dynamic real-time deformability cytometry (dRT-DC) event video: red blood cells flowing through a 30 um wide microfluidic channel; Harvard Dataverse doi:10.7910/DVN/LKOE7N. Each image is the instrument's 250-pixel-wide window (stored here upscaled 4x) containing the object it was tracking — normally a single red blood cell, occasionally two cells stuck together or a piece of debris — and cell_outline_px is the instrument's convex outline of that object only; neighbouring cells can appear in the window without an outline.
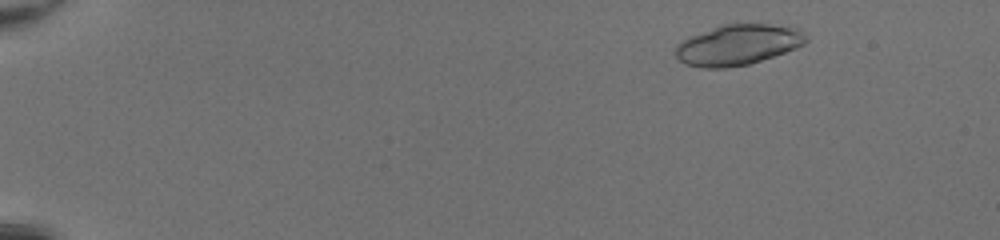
{"species": "common noctule bat (a hibernating species)", "species_latin": "Nyctalus noctula", "temperature_condition": "room temperature", "stored_images_in_passage": 47, "segment_of_instrument_passage": [1, 2], "camera_frame_rate_fps": 3000, "um_per_image_px": 0.085, "animal": {"sex": "female", "body_mass_g": 20.0, "forearm_length_mm": 54.0}, "frame": {"image": 1, "passage_image": 4, "time_ms": 1.0, "image_size_px": [1000, 240], "cell_outline_px": [[808, 40], [804, 44], [796, 48], [748, 64], [728, 68], [700, 68], [684, 64], [676, 56], [676, 44], [688, 36], [720, 24], [768, 24], [796, 28], [808, 36]], "centroid_in_image_um": [62.67, 3.81], "position_along_channel_um": 22.3, "area_um2": 30.92}}
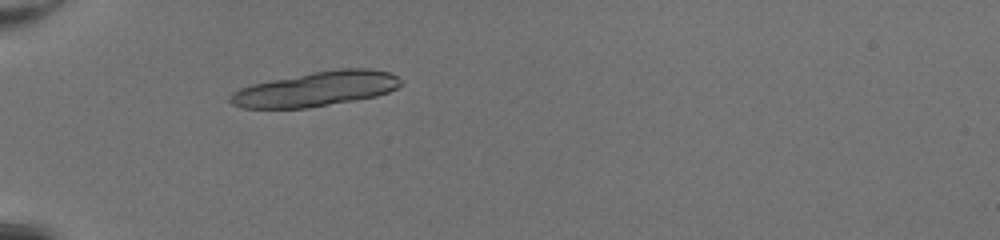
{"frame": {"image": 2, "passage_image": 15, "time_ms": 4.667, "image_size_px": [1000, 240], "cell_outline_px": [[404, 84], [388, 92], [376, 96], [308, 108], [240, 108], [232, 104], [228, 100], [228, 96], [232, 92], [240, 88], [252, 84], [312, 72], [340, 68], [368, 68], [388, 72], [404, 80]], "centroid_in_image_um": [26.86, 7.56], "position_along_channel_um": 58.1, "area_um2": 34.56}}